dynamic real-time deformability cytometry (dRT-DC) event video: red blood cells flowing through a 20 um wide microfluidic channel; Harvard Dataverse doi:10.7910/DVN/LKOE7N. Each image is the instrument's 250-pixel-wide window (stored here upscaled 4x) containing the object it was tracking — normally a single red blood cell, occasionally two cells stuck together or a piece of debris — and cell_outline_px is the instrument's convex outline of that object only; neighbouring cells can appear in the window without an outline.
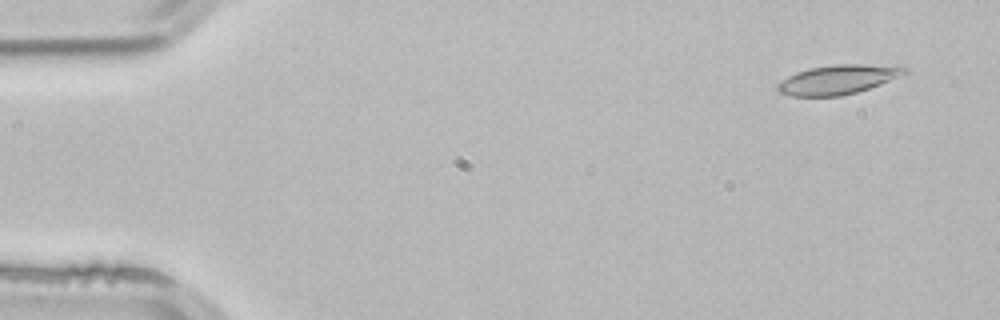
{"species": "common noctule bat (a hibernating species)", "species_latin": "Nyctalus noctula", "temperature_condition": "room temperature", "stored_images_in_passage": 5, "segment_of_instrument_passage": [2, 2], "camera_frame_rate_fps": 3000, "um_per_image_px": 0.085, "animal": {"sex": "male", "body_mass_g": 21.5, "forearm_length_mm": 52.0}, "frame": {"image": 1, "passage_image": 5, "time_ms": 1.333, "image_size_px": [1000, 320], "cell_outline_px": [[908, 72], [880, 84], [856, 92], [840, 96], [792, 96], [780, 92], [776, 88], [788, 76], [796, 72], [808, 68], [836, 64], [860, 64], [908, 68]], "centroid_in_image_um": [71.19, 6.76], "position_along_channel_um": 13.8, "area_um2": 21.15}}